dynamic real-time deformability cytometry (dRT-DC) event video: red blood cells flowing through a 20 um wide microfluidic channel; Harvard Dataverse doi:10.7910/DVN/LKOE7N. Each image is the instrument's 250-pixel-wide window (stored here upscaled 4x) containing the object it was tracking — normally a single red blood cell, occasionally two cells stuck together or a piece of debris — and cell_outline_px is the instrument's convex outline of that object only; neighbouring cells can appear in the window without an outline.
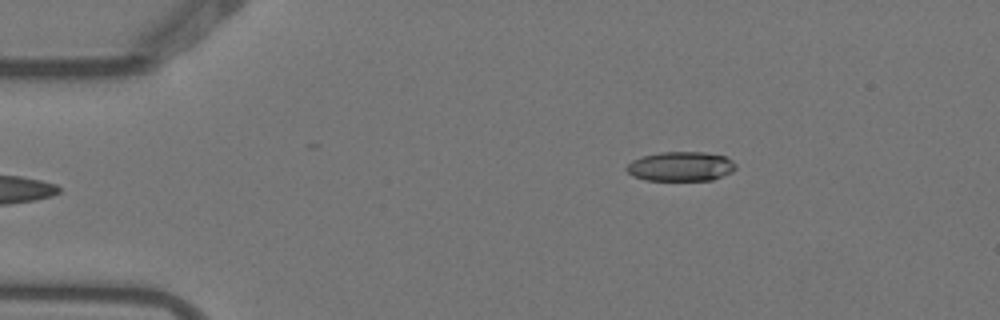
{"species": "Egyptian fruit bat (a non-hibernating species)", "species_latin": "Rousettus aegyptiacus", "temperature_condition": "warm", "stored_images_in_passage": 4, "camera_frame_rate_fps": 3000, "um_per_image_px": 0.085, "animal": {"sex": "female"}, "frame": {"image": 1, "passage_image": 4, "time_ms": 1.0, "image_size_px": [1000, 320], "cell_outline_px": [[736, 168], [732, 172], [712, 180], [644, 180], [632, 176], [624, 168], [632, 160], [644, 156], [660, 152], [704, 152], [724, 156], [732, 160], [736, 164]], "centroid_in_image_um": [57.86, 14.15], "position_along_channel_um": 27.1, "area_um2": 18.79}}